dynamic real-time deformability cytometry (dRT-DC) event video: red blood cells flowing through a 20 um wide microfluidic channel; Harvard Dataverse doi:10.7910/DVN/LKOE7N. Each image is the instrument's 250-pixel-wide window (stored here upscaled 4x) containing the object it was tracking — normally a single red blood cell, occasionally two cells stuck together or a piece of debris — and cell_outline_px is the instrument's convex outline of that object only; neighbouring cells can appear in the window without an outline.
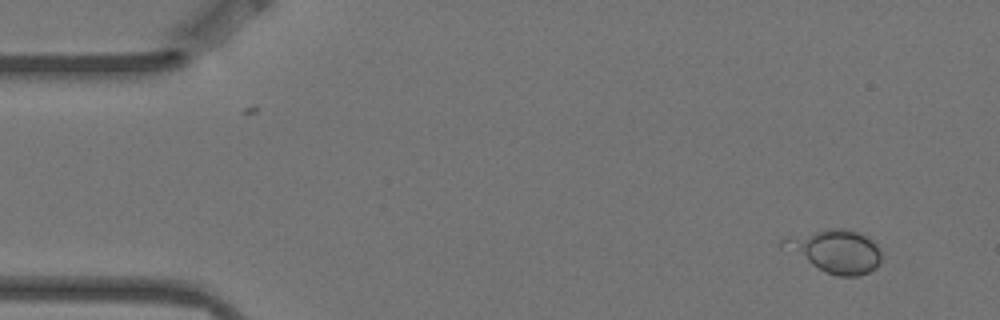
{"species": "Egyptian fruit bat (a non-hibernating species)", "species_latin": "Rousettus aegyptiacus", "temperature_condition": "warm", "stored_images_in_passage": 4, "camera_frame_rate_fps": 3000, "um_per_image_px": 0.085, "animal": {"sex": "female"}, "frame": {"image": 1, "passage_image": 1, "time_ms": 0.0, "image_size_px": [1000, 320], "cell_outline_px": [[880, 260], [876, 268], [860, 276], [840, 276], [824, 272], [780, 248], [776, 244], [780, 240], [788, 236], [828, 228], [848, 228], [860, 232], [872, 240], [876, 244], [880, 252]], "centroid_in_image_um": [70.93, 21.33], "position_along_channel_um": 14.1, "area_um2": 25.09}}